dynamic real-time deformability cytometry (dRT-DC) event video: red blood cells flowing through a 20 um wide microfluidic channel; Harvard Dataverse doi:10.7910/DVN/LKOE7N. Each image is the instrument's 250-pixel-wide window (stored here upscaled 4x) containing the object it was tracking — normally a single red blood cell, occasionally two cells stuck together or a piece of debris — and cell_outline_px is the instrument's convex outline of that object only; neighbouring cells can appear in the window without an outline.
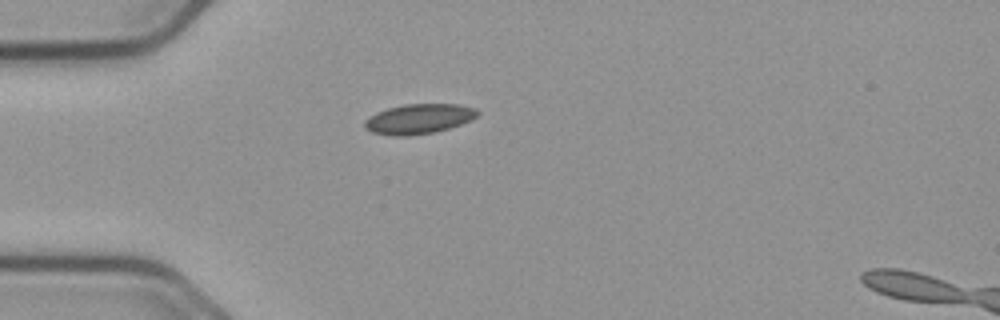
{"species": "common noctule bat (a hibernating species)", "species_latin": "Nyctalus noctula", "temperature_condition": "cold", "stored_images_in_passage": 42, "camera_frame_rate_fps": 3000, "um_per_image_px": 0.085, "animal": {"sex": "male", "body_mass_g": 23.1, "forearm_length_mm": 52.7}, "frame": {"image": 1, "passage_image": 1, "time_ms": 0.0, "image_size_px": [1000, 320], "cell_outline_px": [[480, 112], [472, 120], [448, 128], [432, 132], [408, 136], [392, 136], [372, 132], [364, 128], [364, 120], [368, 116], [376, 112], [388, 108], [404, 104], [460, 104], [476, 108]], "centroid_in_image_um": [35.58, 10.1], "position_along_channel_um": 49.4, "area_um2": 19.77}}
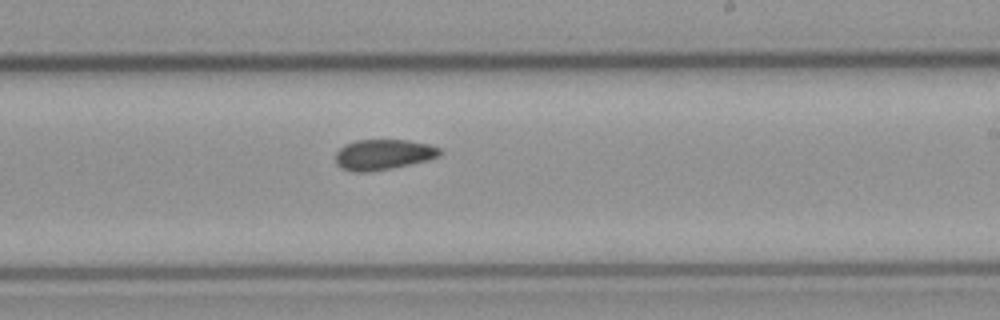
{"frame": {"image": 2, "passage_image": 19, "time_ms": 6.0, "image_size_px": [1000, 320], "cell_outline_px": [[440, 156], [428, 160], [392, 168], [368, 172], [352, 172], [340, 168], [336, 164], [336, 152], [344, 144], [356, 140], [408, 140], [428, 144], [440, 148]], "centroid_in_image_um": [32.55, 13.14], "position_along_channel_um": 256.5, "area_um2": 18.61}}
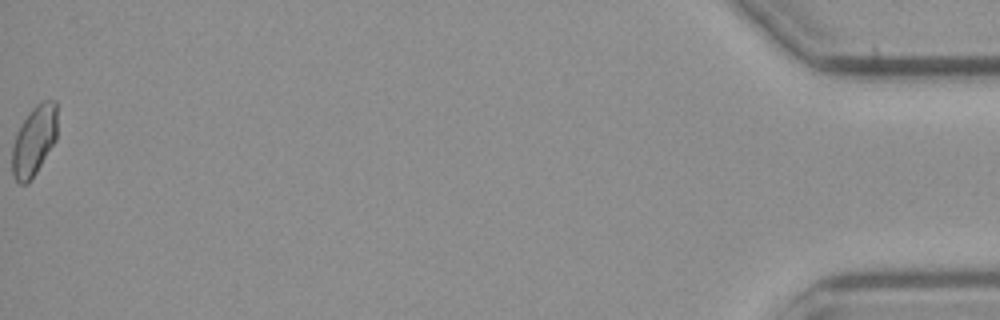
{"frame": {"image": 3, "passage_image": 42, "time_ms": 13.667, "image_size_px": [1000, 320], "cell_outline_px": [[56, 140], [36, 172], [24, 184], [20, 184], [12, 176], [12, 148], [16, 136], [28, 112], [40, 100], [56, 100]], "centroid_in_image_um": [2.9, 11.93], "position_along_channel_um": 432.3, "area_um2": 18.09}, "authors_computed_cell_mechanics": {"area_um2": 18.4671, "velocity_mm_per_s": 3.6641, "shape_relaxation_time_tau1_ms": null, "shape_relaxation_time_tau2_ms": 7.16, "deformation_change_tau1": null, "deformation_change_tau2": 0.1095}}